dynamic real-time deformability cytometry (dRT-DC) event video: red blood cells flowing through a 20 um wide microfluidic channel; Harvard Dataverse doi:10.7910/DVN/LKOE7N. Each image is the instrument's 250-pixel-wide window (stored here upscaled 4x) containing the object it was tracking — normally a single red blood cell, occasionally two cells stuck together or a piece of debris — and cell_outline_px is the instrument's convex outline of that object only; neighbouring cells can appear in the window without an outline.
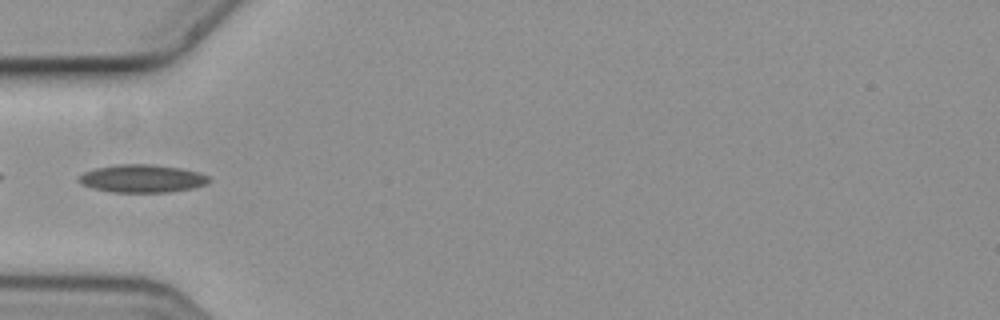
{"species": "common noctule bat (a hibernating species)", "species_latin": "Nyctalus noctula", "temperature_condition": "cold", "stored_images_in_passage": 6, "camera_frame_rate_fps": 3000, "um_per_image_px": 0.085, "animal": {"sex": "female", "body_mass_g": 19.3, "forearm_length_mm": 54.1}, "frame": {"image": 1, "passage_image": 4, "time_ms": 1.0, "image_size_px": [1000, 320], "cell_outline_px": [[212, 180], [204, 184], [192, 188], [168, 192], [112, 192], [92, 188], [80, 184], [76, 180], [84, 172], [96, 168], [120, 164], [148, 164], [180, 168], [196, 172], [208, 176]], "centroid_in_image_um": [12.04, 15.18], "position_along_channel_um": 73.0, "area_um2": 20.98}}
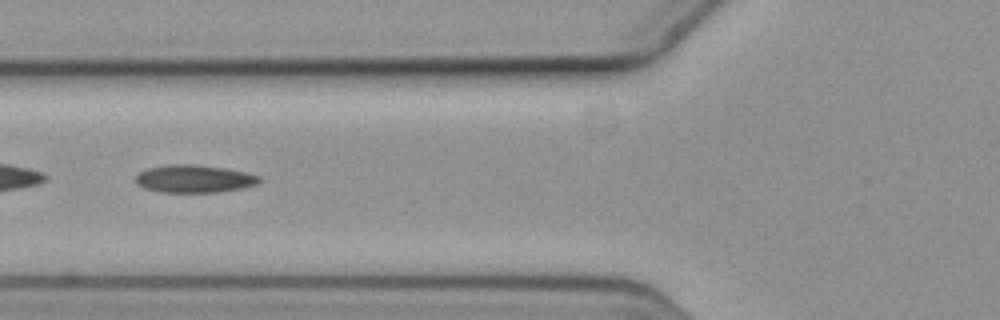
{"frame": {"image": 2, "passage_image": 5, "time_ms": 1.333, "image_size_px": [1000, 320], "cell_outline_px": [[260, 180], [256, 184], [240, 188], [220, 192], [160, 192], [144, 188], [136, 184], [136, 176], [140, 172], [148, 168], [172, 164], [192, 164], [224, 168], [244, 172], [260, 176]], "centroid_in_image_um": [16.47, 15.2], "position_along_channel_um": 109.3, "area_um2": 19.77}}
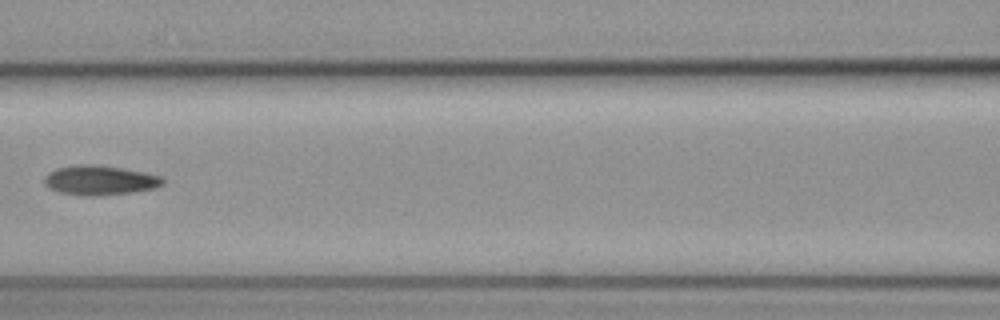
{"frame": {"image": 3, "passage_image": 6, "time_ms": 1.667, "image_size_px": [1000, 320], "cell_outline_px": [[164, 184], [152, 188], [132, 192], [100, 196], [80, 196], [60, 192], [44, 184], [44, 176], [48, 172], [56, 168], [76, 164], [96, 164], [144, 172], [164, 176]], "centroid_in_image_um": [8.47, 15.32], "position_along_channel_um": 158.1, "area_um2": 20.58}}